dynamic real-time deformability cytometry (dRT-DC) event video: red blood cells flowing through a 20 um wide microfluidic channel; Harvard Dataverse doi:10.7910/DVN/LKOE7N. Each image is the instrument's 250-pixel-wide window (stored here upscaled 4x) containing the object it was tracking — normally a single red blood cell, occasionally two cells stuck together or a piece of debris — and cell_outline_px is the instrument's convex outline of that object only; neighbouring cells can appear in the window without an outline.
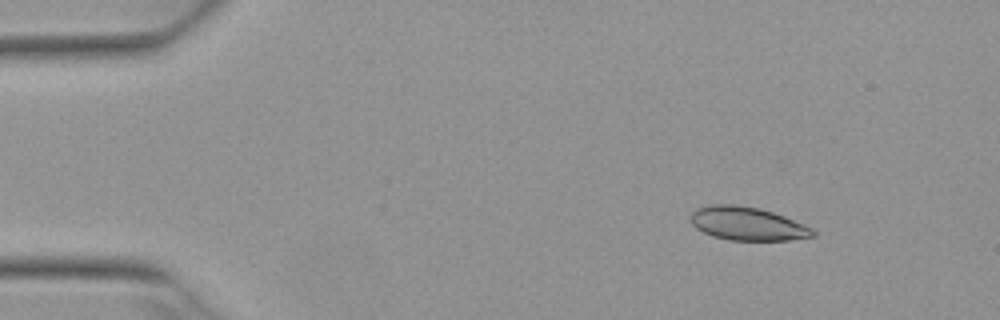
{"species": "Egyptian fruit bat (a non-hibernating species)", "species_latin": "Rousettus aegyptiacus", "temperature_condition": "warm", "stored_images_in_passage": 6, "camera_frame_rate_fps": 3000, "um_per_image_px": 0.085, "animal": {"sex": "female"}, "frame": {"image": 1, "passage_image": 2, "time_ms": 0.333, "image_size_px": [1000, 320], "cell_outline_px": [[816, 236], [788, 240], [728, 240], [712, 236], [696, 228], [692, 224], [688, 216], [696, 208], [708, 204], [736, 204], [760, 208], [784, 216], [804, 224], [812, 228], [816, 232]], "centroid_in_image_um": [63.5, 19.0], "position_along_channel_um": 21.5, "area_um2": 24.04}}
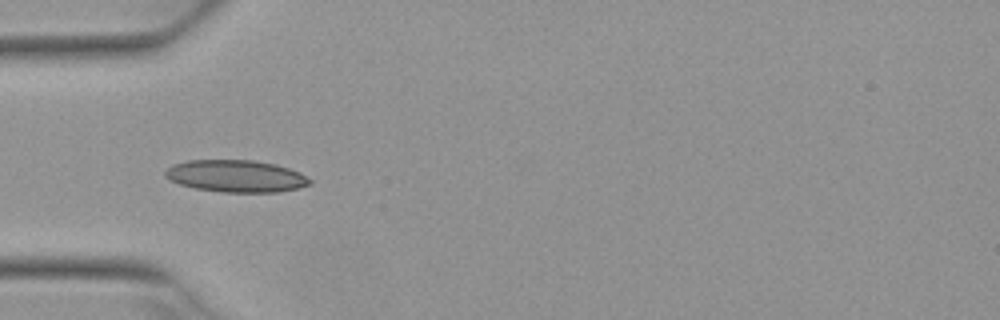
{"frame": {"image": 2, "passage_image": 5, "time_ms": 1.333, "image_size_px": [1000, 320], "cell_outline_px": [[312, 184], [296, 188], [276, 192], [220, 192], [196, 188], [180, 184], [164, 176], [164, 172], [172, 164], [188, 160], [252, 160], [276, 164], [300, 172], [312, 180]], "centroid_in_image_um": [20.07, 14.96], "position_along_channel_um": 64.9, "area_um2": 26.99}}
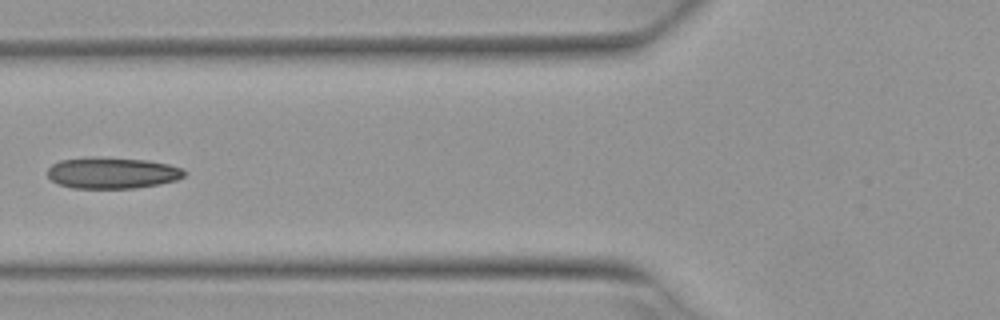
{"frame": {"image": 3, "passage_image": 6, "time_ms": 1.667, "image_size_px": [1000, 320], "cell_outline_px": [[188, 172], [184, 176], [176, 180], [160, 184], [136, 188], [72, 188], [60, 184], [52, 180], [48, 176], [48, 168], [52, 164], [60, 160], [148, 160], [168, 164], [184, 168]], "centroid_in_image_um": [9.63, 14.75], "position_along_channel_um": 116.2, "area_um2": 23.93}}